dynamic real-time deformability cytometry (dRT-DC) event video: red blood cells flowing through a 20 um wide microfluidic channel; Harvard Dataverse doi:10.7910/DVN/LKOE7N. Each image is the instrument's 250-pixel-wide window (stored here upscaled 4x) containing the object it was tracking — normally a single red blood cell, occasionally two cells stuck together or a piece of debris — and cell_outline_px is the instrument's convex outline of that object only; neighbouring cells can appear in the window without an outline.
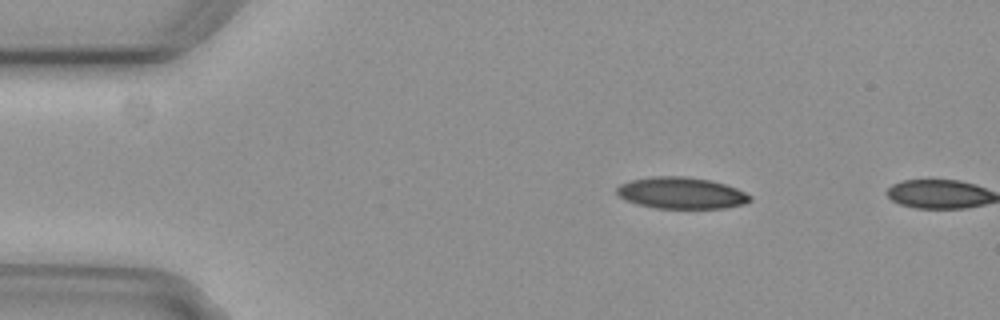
{"species": "common noctule bat (a hibernating species)", "species_latin": "Nyctalus noctula", "temperature_condition": "cold", "stored_images_in_passage": 2, "camera_frame_rate_fps": 3000, "um_per_image_px": 0.085, "animal": {"sex": "female", "body_mass_g": 29.2, "forearm_length_mm": 56.3}, "frame": {"image": 1, "passage_image": 1, "time_ms": 0.0, "image_size_px": [1000, 320], "cell_outline_px": [[752, 200], [744, 204], [724, 208], [656, 208], [636, 204], [624, 200], [616, 192], [616, 188], [620, 184], [628, 180], [652, 176], [684, 176], [712, 180], [736, 188], [752, 196]], "centroid_in_image_um": [57.89, 16.4], "position_along_channel_um": 27.1, "area_um2": 24.68}}